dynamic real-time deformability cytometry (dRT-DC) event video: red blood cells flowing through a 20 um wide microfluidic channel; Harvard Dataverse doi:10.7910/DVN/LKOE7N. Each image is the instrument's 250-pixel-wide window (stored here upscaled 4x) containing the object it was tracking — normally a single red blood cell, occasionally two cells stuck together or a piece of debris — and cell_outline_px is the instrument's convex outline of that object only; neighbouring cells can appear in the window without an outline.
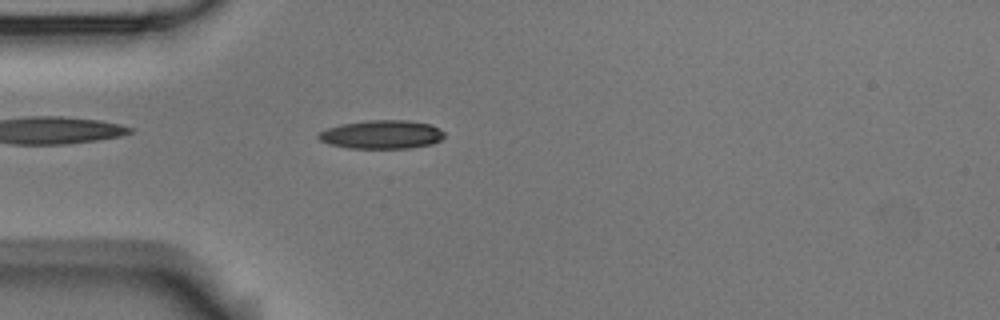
{"species": "Egyptian fruit bat (a non-hibernating species)", "species_latin": "Rousettus aegyptiacus", "temperature_condition": "room temperature", "stored_images_in_passage": 3, "camera_frame_rate_fps": 3000, "um_per_image_px": 0.085, "animal": {"sex": "male"}, "frame": {"image": 1, "passage_image": 3, "time_ms": 0.667, "image_size_px": [1000, 320], "cell_outline_px": [[444, 136], [440, 140], [432, 144], [412, 148], [348, 148], [328, 144], [320, 140], [316, 136], [320, 132], [328, 128], [340, 124], [368, 120], [408, 120], [432, 124], [440, 128], [444, 132]], "centroid_in_image_um": [32.47, 11.43], "position_along_channel_um": 52.5, "area_um2": 21.15}}